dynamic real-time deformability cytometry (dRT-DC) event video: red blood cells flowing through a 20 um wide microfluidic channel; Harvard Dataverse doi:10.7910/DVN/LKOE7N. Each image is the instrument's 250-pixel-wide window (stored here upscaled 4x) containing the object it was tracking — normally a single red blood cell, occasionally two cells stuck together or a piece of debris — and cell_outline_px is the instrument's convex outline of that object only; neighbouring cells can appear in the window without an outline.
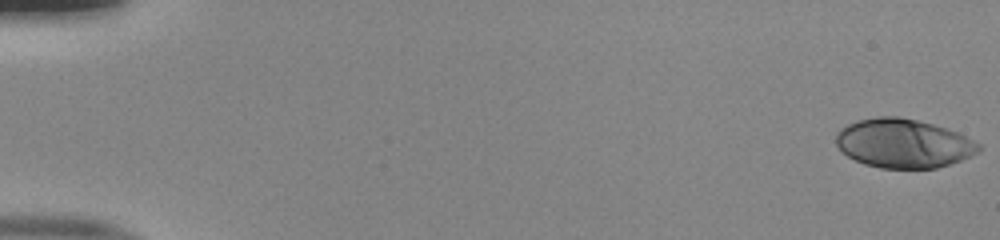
{"species": "human", "species_latin": "Homo sapiens", "temperature_condition": "room temperature", "stored_images_in_passage": 52, "camera_frame_rate_fps": 3000, "um_per_image_px": 0.085, "donor": {"sex": "male"}, "frame": {"image": 1, "passage_image": 1, "time_ms": 0.0, "image_size_px": [1000, 240], "cell_outline_px": [[980, 152], [960, 160], [936, 168], [880, 168], [864, 164], [848, 156], [836, 144], [836, 132], [840, 128], [848, 124], [860, 120], [876, 116], [900, 116], [932, 124], [956, 132], [980, 144]], "centroid_in_image_um": [76.77, 12.18], "position_along_channel_um": 8.2, "area_um2": 40.4}}
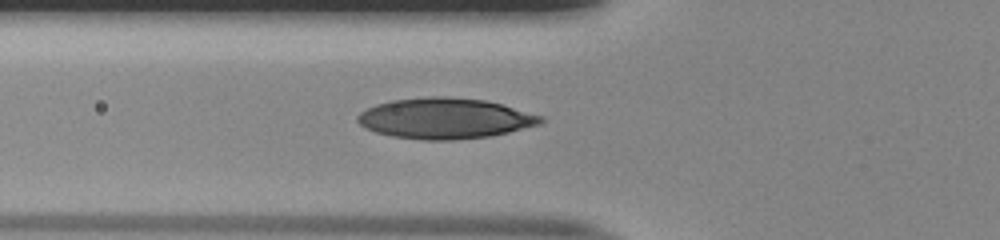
{"frame": {"image": 2, "passage_image": 20, "time_ms": 6.333, "image_size_px": [1000, 240], "cell_outline_px": [[544, 120], [540, 124], [508, 132], [488, 136], [456, 140], [424, 140], [392, 136], [376, 132], [364, 128], [356, 120], [356, 116], [360, 112], [376, 104], [392, 100], [428, 96], [444, 96], [484, 100], [500, 104], [544, 116]], "centroid_in_image_um": [37.79, 10.06], "position_along_channel_um": 88.0, "area_um2": 43.35}}
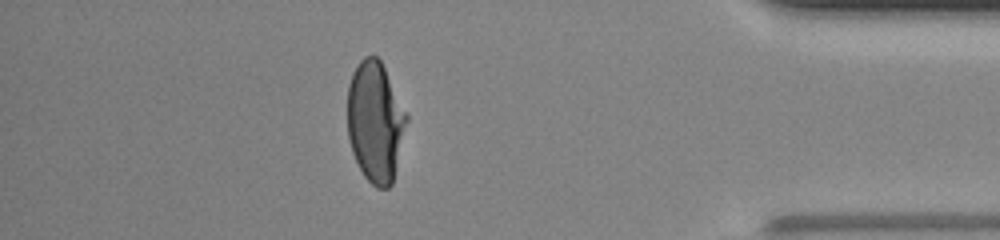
{"frame": {"image": 3, "passage_image": 46, "time_ms": 15.0, "image_size_px": [1000, 240], "cell_outline_px": [[408, 120], [392, 184], [388, 188], [376, 188], [364, 176], [352, 152], [348, 136], [348, 84], [352, 72], [360, 60], [364, 56], [376, 56], [380, 60], [408, 116]], "centroid_in_image_um": [31.89, 10.35], "position_along_channel_um": 403.3, "area_um2": 41.33}, "authors_computed_cell_mechanics": {"area_um2": 41.7027, "velocity_mm_per_s": 4.0231, "shape_relaxation_time_tau1_ms": 7.8932, "shape_relaxation_time_tau2_ms": 0.665, "deformation_change_tau1": 0.2727, "deformation_change_tau2": 0.0485}}